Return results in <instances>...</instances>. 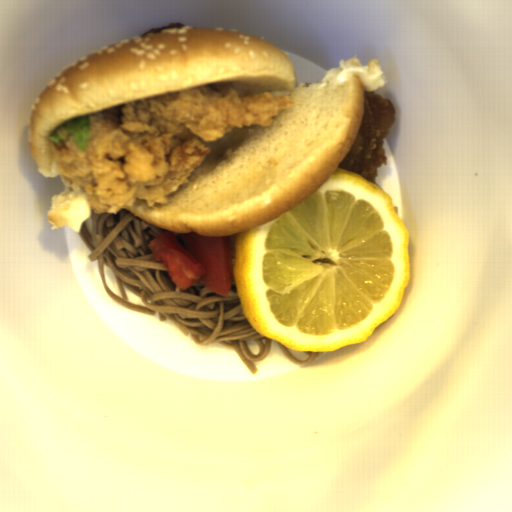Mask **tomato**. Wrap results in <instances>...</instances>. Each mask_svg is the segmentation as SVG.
Returning <instances> with one entry per match:
<instances>
[{"mask_svg": "<svg viewBox=\"0 0 512 512\" xmlns=\"http://www.w3.org/2000/svg\"><path fill=\"white\" fill-rule=\"evenodd\" d=\"M148 249L181 291L201 279L205 289L227 296L235 281L233 236L211 237L168 229L149 241Z\"/></svg>", "mask_w": 512, "mask_h": 512, "instance_id": "1", "label": "tomato"}]
</instances>
